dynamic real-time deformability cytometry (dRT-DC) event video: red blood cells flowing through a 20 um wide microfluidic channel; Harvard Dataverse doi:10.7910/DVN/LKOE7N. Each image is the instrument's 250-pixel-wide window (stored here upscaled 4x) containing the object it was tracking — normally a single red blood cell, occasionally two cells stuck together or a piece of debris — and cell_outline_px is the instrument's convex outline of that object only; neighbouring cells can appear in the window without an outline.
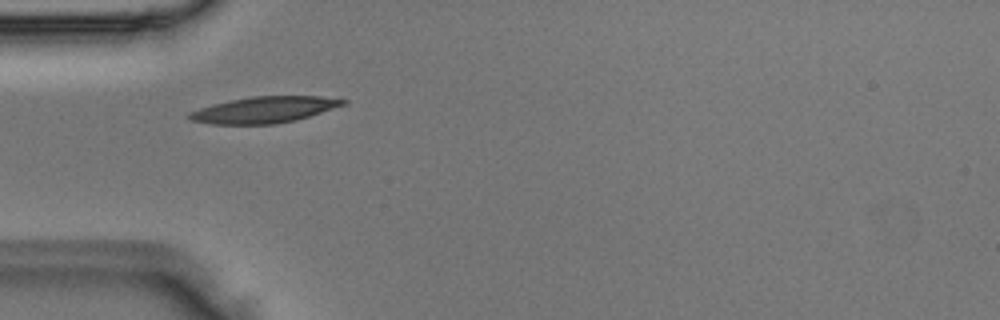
{"species": "Egyptian fruit bat (a non-hibernating species)", "species_latin": "Rousettus aegyptiacus", "temperature_condition": "room temperature", "stored_images_in_passage": 5, "camera_frame_rate_fps": 3000, "um_per_image_px": 0.085, "animal": {"sex": "male"}, "frame": {"image": 1, "passage_image": 3, "time_ms": 0.667, "image_size_px": [1000, 320], "cell_outline_px": [[348, 100], [344, 104], [296, 120], [276, 124], [212, 124], [192, 120], [184, 116], [188, 112], [212, 104], [228, 100], [252, 96], [320, 96]], "centroid_in_image_um": [22.38, 9.33], "position_along_channel_um": 62.6, "area_um2": 23.41}}
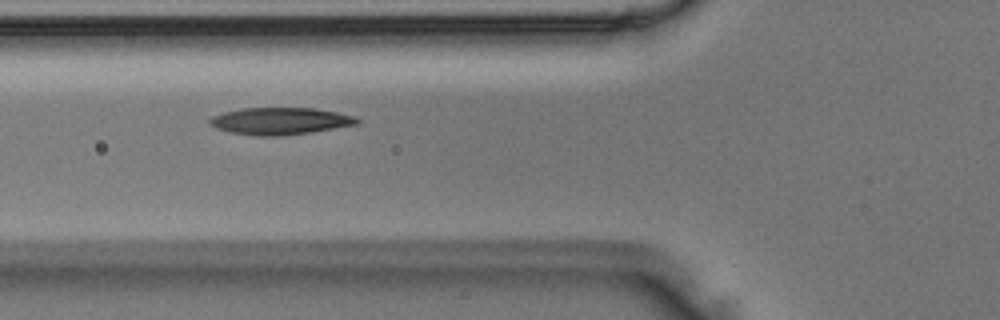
{"frame": {"image": 2, "passage_image": 4, "time_ms": 1.0, "image_size_px": [1000, 320], "cell_outline_px": [[360, 124], [312, 132], [284, 136], [256, 136], [228, 132], [216, 128], [208, 120], [212, 116], [224, 112], [244, 108], [316, 108], [356, 116], [360, 120]], "centroid_in_image_um": [23.85, 10.3], "position_along_channel_um": 101.9, "area_um2": 23.41}}
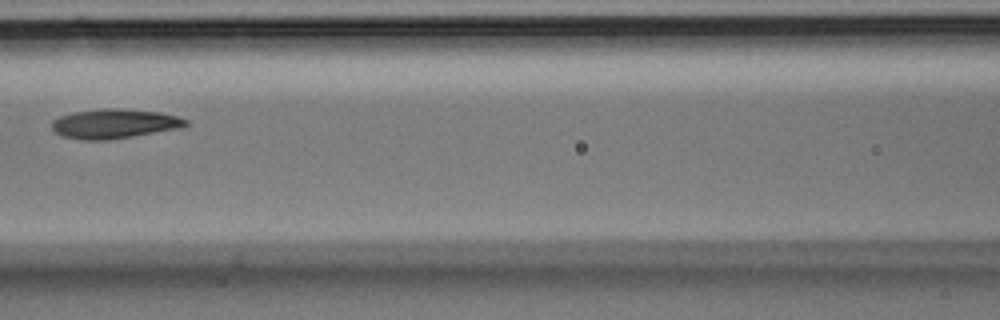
{"frame": {"image": 3, "passage_image": 5, "time_ms": 1.333, "image_size_px": [1000, 320], "cell_outline_px": [[188, 124], [184, 128], [108, 140], [84, 140], [60, 136], [52, 128], [52, 120], [60, 116], [72, 112], [104, 108], [120, 108], [160, 112], [176, 116], [188, 120]], "centroid_in_image_um": [9.74, 10.51], "position_along_channel_um": 156.9, "area_um2": 23.24}}